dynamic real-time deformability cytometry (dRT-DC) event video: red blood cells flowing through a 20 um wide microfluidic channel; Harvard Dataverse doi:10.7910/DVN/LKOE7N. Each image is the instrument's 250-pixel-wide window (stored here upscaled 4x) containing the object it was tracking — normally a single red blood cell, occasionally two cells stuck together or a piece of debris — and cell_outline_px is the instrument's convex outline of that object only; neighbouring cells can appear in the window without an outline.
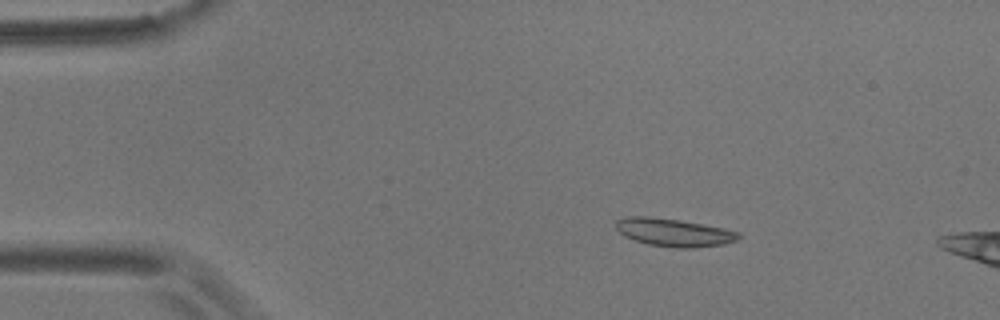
{"species": "common noctule bat (a hibernating species)", "species_latin": "Nyctalus noctula", "temperature_condition": "room temperature", "stored_images_in_passage": 3, "camera_frame_rate_fps": 3000, "um_per_image_px": 0.085, "animal": {"sex": "male", "body_mass_g": 17.9}, "frame": {"image": 1, "passage_image": 1, "time_ms": 0.0, "image_size_px": [1000, 320], "cell_outline_px": [[740, 236], [736, 240], [724, 244], [692, 248], [676, 248], [648, 244], [624, 236], [616, 228], [616, 220], [628, 216], [648, 216], [680, 220], [724, 228], [740, 232]], "centroid_in_image_um": [57.28, 19.75], "position_along_channel_um": 27.7, "area_um2": 19.88}}